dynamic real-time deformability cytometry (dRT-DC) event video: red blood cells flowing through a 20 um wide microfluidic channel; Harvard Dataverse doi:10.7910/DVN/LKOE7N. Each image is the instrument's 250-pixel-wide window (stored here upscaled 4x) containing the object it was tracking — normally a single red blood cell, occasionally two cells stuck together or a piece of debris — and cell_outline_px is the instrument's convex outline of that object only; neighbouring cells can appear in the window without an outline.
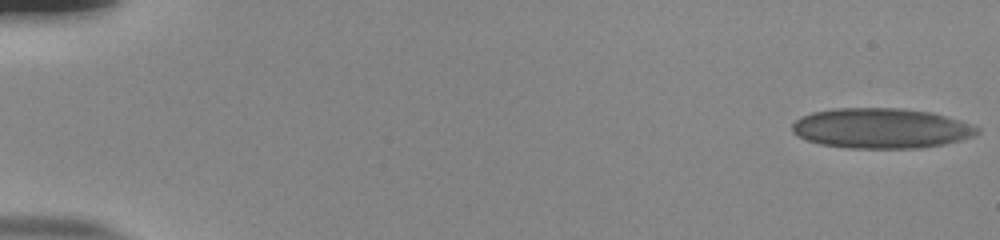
{"species": "human", "species_latin": "Homo sapiens", "temperature_condition": "room temperature", "stored_images_in_passage": 54, "camera_frame_rate_fps": 3000, "um_per_image_px": 0.085, "donor": {"sex": "male"}, "frame": {"image": 1, "passage_image": 1, "time_ms": 0.0, "image_size_px": [1000, 240], "cell_outline_px": [[980, 132], [976, 136], [944, 144], [920, 148], [848, 148], [820, 144], [808, 140], [792, 132], [792, 124], [800, 116], [812, 112], [836, 108], [900, 108], [932, 112], [960, 120], [972, 124], [980, 128]], "centroid_in_image_um": [74.93, 10.9], "position_along_channel_um": 10.1, "area_um2": 43.52}}
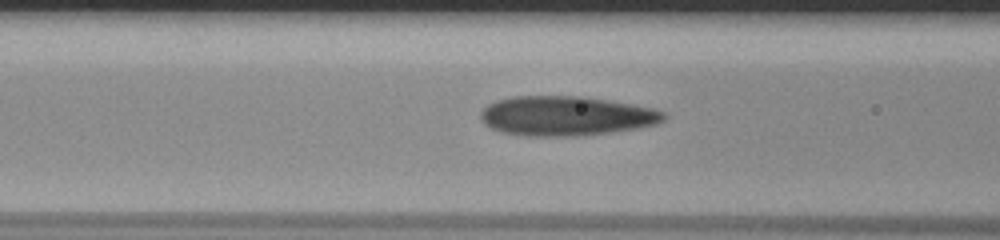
{"frame": {"image": 2, "passage_image": 23, "time_ms": 7.333, "image_size_px": [1000, 240], "cell_outline_px": [[668, 116], [664, 120], [656, 124], [636, 128], [612, 132], [576, 136], [532, 136], [504, 132], [492, 128], [484, 124], [480, 116], [480, 112], [488, 104], [496, 100], [512, 96], [580, 96], [632, 104], [652, 108], [664, 112]], "centroid_in_image_um": [48.11, 9.85], "position_along_channel_um": 118.5, "area_um2": 42.08}}
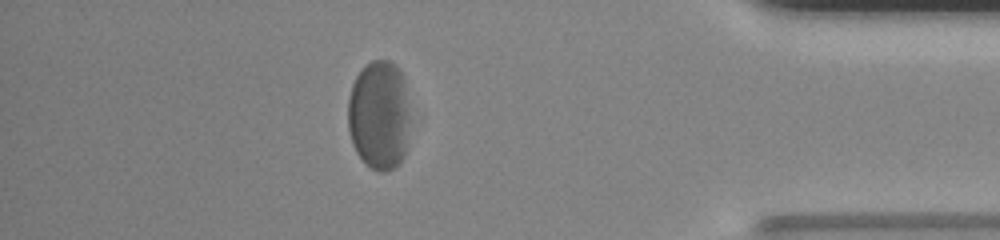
{"frame": {"image": 3, "passage_image": 48, "time_ms": 15.667, "image_size_px": [1000, 240], "cell_outline_px": [[408, 120], [404, 156], [400, 164], [384, 172], [380, 172], [364, 164], [356, 152], [352, 144], [348, 128], [348, 96], [352, 84], [356, 76], [364, 64], [372, 60], [388, 60], [404, 76], [408, 112]], "centroid_in_image_um": [32.18, 9.79], "position_along_channel_um": 403.0, "area_um2": 39.71}, "authors_computed_cell_mechanics": {"area_um2": 42.3963, "velocity_mm_per_s": 3.7889, "shape_relaxation_time_tau1_ms": 6.6929, "shape_relaxation_time_tau2_ms": 1.0022, "deformation_change_tau1": 0.1905, "deformation_change_tau2": 0.085}}